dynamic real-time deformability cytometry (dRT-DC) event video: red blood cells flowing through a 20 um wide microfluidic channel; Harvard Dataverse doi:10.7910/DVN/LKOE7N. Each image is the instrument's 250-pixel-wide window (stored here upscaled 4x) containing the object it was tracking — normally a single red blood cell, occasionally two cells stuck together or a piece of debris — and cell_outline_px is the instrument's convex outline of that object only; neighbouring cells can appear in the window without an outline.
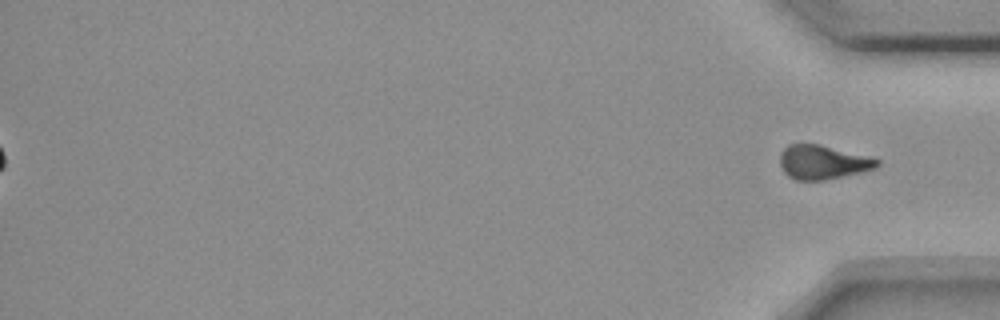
{"species": "common noctule bat (a hibernating species)", "species_latin": "Nyctalus noctula", "temperature_condition": "room temperature", "stored_images_in_passage": 57, "segment_of_instrument_passage": [2, 2], "camera_frame_rate_fps": 3000, "um_per_image_px": 0.085, "animal": {"sex": "female", "body_mass_g": 18.4}, "frame": {"image": 1, "passage_image": 57, "time_ms": 18.667, "image_size_px": [1000, 320], "cell_outline_px": [[880, 164], [876, 168], [860, 172], [824, 180], [796, 180], [788, 176], [784, 172], [780, 164], [780, 156], [784, 148], [788, 144], [816, 144], [880, 160]], "centroid_in_image_um": [69.89, 13.8], "position_along_channel_um": 365.3, "area_um2": 18.79}}